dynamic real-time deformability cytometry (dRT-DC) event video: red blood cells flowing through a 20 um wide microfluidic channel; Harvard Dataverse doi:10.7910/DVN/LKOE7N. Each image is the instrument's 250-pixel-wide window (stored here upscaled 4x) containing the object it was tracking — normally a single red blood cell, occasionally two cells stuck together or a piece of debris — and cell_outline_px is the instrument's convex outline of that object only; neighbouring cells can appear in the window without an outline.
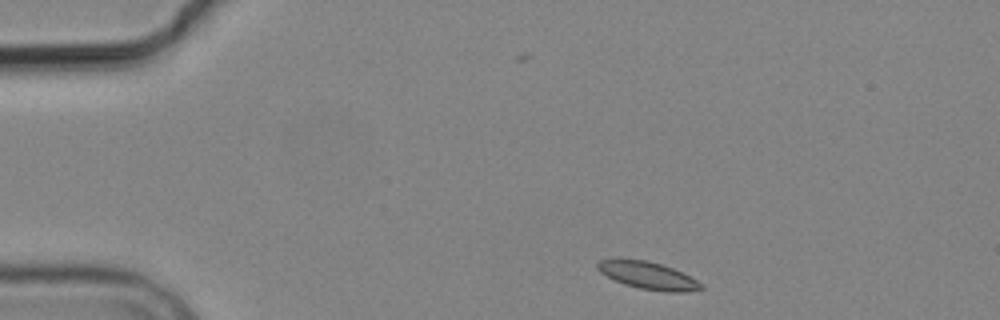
{"species": "common noctule bat (a hibernating species)", "species_latin": "Nyctalus noctula", "temperature_condition": "cold", "stored_images_in_passage": 3, "camera_frame_rate_fps": 3000, "um_per_image_px": 0.085, "animal": {"sex": "male", "body_mass_g": 19.2, "forearm_length_mm": 51.8}, "frame": {"image": 1, "passage_image": 1, "time_ms": 0.0, "image_size_px": [1000, 320], "cell_outline_px": [[704, 288], [688, 292], [668, 292], [640, 288], [624, 284], [600, 272], [596, 268], [596, 264], [600, 260], [648, 260], [672, 268], [704, 284]], "centroid_in_image_um": [55.12, 23.43], "position_along_channel_um": 29.9, "area_um2": 16.13}}
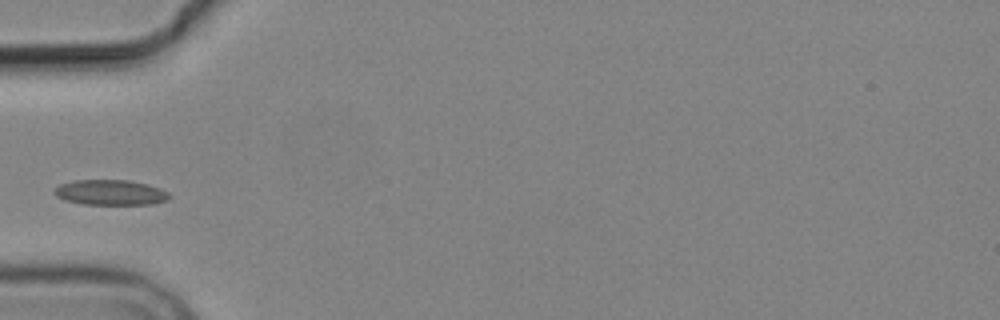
{"frame": {"image": 2, "passage_image": 3, "time_ms": 3.0, "image_size_px": [1000, 320], "cell_outline_px": [[172, 196], [168, 200], [152, 204], [80, 204], [64, 200], [56, 196], [52, 192], [60, 184], [76, 180], [128, 180], [148, 184], [160, 188], [168, 192]], "centroid_in_image_um": [9.4, 16.36], "position_along_channel_um": 75.6, "area_um2": 17.05}}